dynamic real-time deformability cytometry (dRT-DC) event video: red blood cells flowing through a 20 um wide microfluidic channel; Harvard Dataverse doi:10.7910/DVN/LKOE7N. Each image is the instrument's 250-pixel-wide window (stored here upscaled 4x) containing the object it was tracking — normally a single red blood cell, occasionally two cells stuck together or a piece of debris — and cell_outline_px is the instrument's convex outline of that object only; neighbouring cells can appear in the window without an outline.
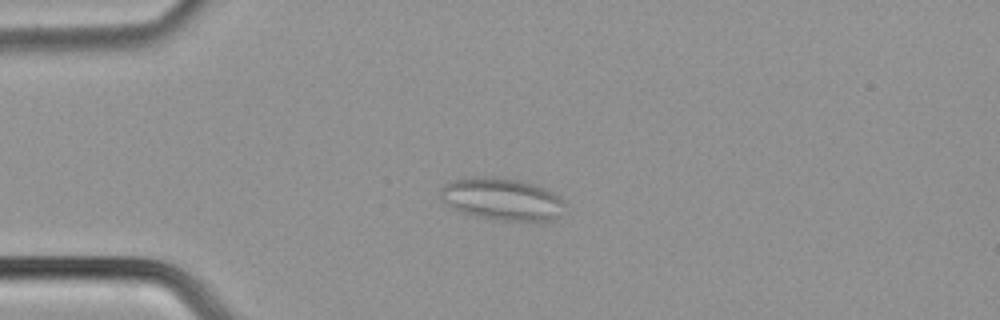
{"species": "common noctule bat (a hibernating species)", "species_latin": "Nyctalus noctula", "temperature_condition": "cold", "stored_images_in_passage": 52, "segment_of_instrument_passage": [1, 2], "camera_frame_rate_fps": 3000, "um_per_image_px": 0.085, "animal": {"sex": "male", "body_mass_g": 21.5, "forearm_length_mm": 52.0}, "frame": {"image": 1, "passage_image": 14, "time_ms": 4.333, "image_size_px": [1000, 320], "cell_outline_px": [[564, 204], [560, 216], [552, 220], [540, 224], [536, 224], [500, 220], [476, 216], [460, 212], [452, 208], [440, 200], [440, 188], [444, 184], [452, 180], [472, 176], [492, 176], [516, 180], [532, 184], [544, 188], [552, 192], [564, 200]], "centroid_in_image_um": [42.67, 16.96], "position_along_channel_um": 42.3, "area_um2": 31.44}}